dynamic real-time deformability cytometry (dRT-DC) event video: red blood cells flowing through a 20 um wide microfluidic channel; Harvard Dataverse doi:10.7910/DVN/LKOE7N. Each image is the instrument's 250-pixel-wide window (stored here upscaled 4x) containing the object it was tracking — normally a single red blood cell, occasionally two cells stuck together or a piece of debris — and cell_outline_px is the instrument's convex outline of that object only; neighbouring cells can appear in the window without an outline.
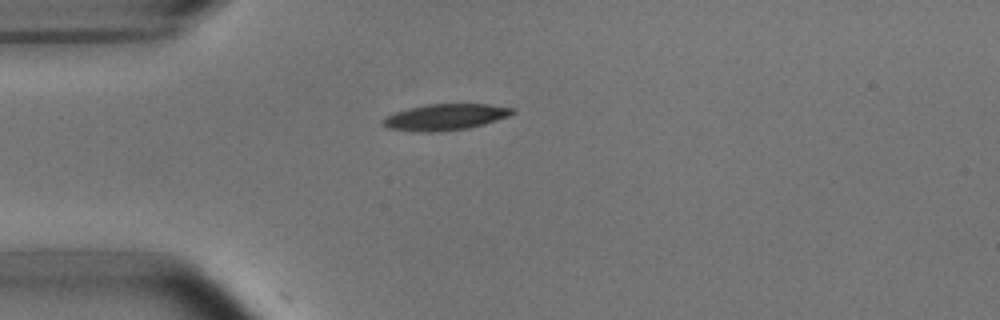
{"species": "common noctule bat (a hibernating species)", "species_latin": "Nyctalus noctula", "temperature_condition": "room temperature", "stored_images_in_passage": 3, "camera_frame_rate_fps": 3000, "um_per_image_px": 0.085, "animal": {"sex": "male", "body_mass_g": 15.6}, "frame": {"image": 1, "passage_image": 1, "time_ms": 0.0, "image_size_px": [1000, 320], "cell_outline_px": [[516, 112], [508, 116], [484, 124], [468, 128], [440, 132], [424, 132], [388, 128], [380, 124], [380, 120], [396, 112], [408, 108], [428, 104], [488, 104], [512, 108]], "centroid_in_image_um": [37.83, 9.95], "position_along_channel_um": 47.2, "area_um2": 19.71}}